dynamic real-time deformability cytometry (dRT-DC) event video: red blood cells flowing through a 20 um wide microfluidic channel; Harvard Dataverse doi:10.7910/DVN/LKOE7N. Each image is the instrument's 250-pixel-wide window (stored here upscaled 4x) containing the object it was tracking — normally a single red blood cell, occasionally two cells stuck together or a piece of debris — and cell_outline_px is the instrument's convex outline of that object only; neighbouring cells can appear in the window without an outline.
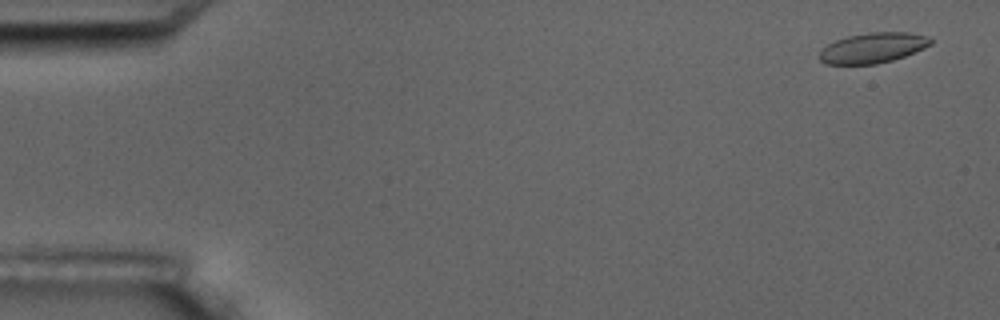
{"species": "common noctule bat (a hibernating species)", "species_latin": "Nyctalus noctula", "temperature_condition": "room temperature", "stored_images_in_passage": 3, "camera_frame_rate_fps": 3000, "um_per_image_px": 0.085, "animal": {"sex": "male", "body_mass_g": 17.5, "forearm_length_mm": 52.3}, "frame": {"image": 1, "passage_image": 1, "time_ms": 0.0, "image_size_px": [1000, 320], "cell_outline_px": [[932, 44], [924, 48], [904, 56], [892, 60], [876, 64], [824, 64], [820, 60], [820, 52], [828, 44], [836, 40], [848, 36], [868, 32], [908, 32], [928, 36], [932, 40]], "centroid_in_image_um": [74.21, 4.06], "position_along_channel_um": 10.8, "area_um2": 19.54}}